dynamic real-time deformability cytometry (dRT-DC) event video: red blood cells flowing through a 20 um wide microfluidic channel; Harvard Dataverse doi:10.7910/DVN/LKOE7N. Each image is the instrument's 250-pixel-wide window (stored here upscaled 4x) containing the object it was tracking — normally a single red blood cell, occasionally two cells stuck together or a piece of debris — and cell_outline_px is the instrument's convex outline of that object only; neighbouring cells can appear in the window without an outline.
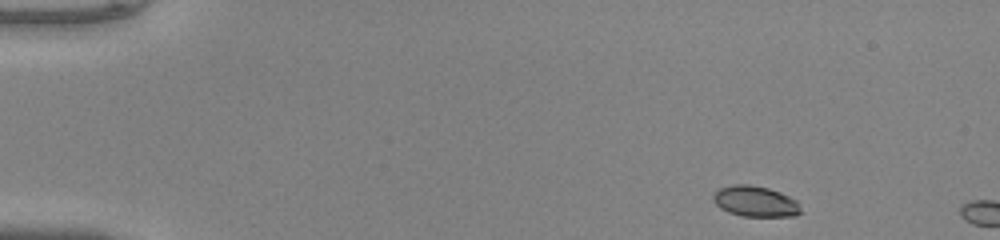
{"species": "common noctule bat (a hibernating species)", "species_latin": "Nyctalus noctula", "temperature_condition": "warm", "stored_images_in_passage": 3, "camera_frame_rate_fps": 3000, "um_per_image_px": 0.085, "animal": {"sex": "male", "body_mass_g": 20.0, "forearm_length_mm": 53.3}, "frame": {"image": 1, "passage_image": 1, "time_ms": 0.0, "image_size_px": [1000, 240], "cell_outline_px": [[800, 212], [796, 216], [740, 216], [728, 212], [720, 208], [712, 200], [712, 196], [720, 188], [732, 184], [748, 184], [768, 188], [780, 192], [796, 200], [800, 208]], "centroid_in_image_um": [64.17, 17.12], "position_along_channel_um": 20.8, "area_um2": 15.66}}